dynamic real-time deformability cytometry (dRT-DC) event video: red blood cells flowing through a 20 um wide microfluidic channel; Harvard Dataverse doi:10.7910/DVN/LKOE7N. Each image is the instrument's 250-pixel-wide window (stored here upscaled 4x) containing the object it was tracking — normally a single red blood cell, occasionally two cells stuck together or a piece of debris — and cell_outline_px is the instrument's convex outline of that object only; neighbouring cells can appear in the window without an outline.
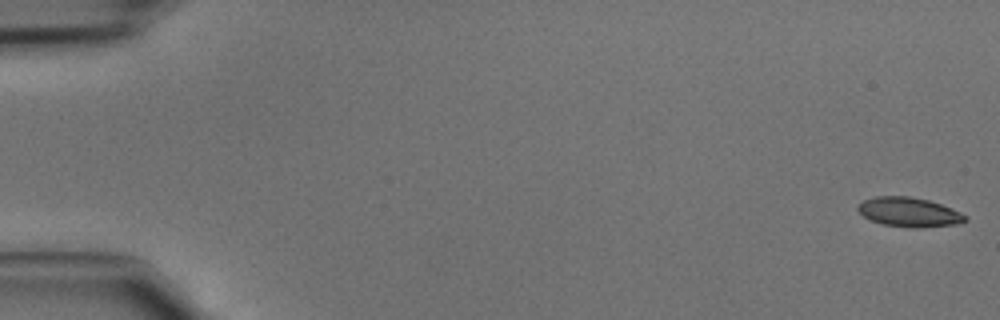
{"species": "common noctule bat (a hibernating species)", "species_latin": "Nyctalus noctula", "temperature_condition": "cold", "stored_images_in_passage": 46, "camera_frame_rate_fps": 3000, "um_per_image_px": 0.085, "animal": {"sex": "male", "body_mass_g": 15.6}, "frame": {"image": 1, "passage_image": 1, "time_ms": 0.0, "image_size_px": [1000, 320], "cell_outline_px": [[968, 220], [956, 224], [920, 228], [916, 228], [884, 224], [872, 220], [864, 216], [856, 208], [864, 200], [876, 196], [908, 196], [928, 200], [952, 208], [968, 216]], "centroid_in_image_um": [77.31, 18.03], "position_along_channel_um": 7.7, "area_um2": 18.21}}
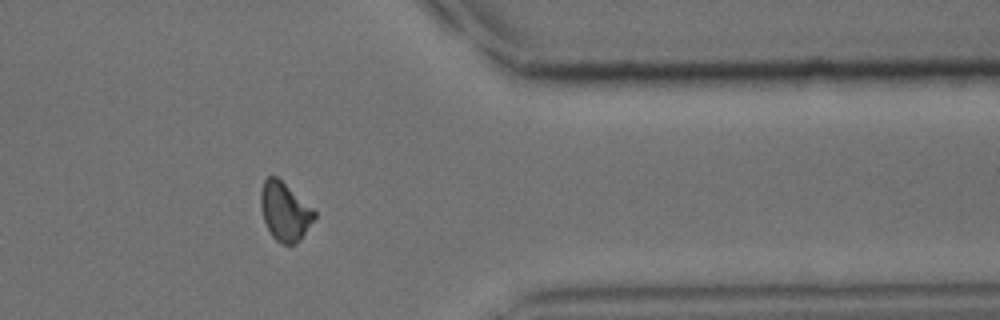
{"frame": {"image": 2, "passage_image": 38, "time_ms": 12.333, "image_size_px": [1000, 320], "cell_outline_px": [[316, 216], [300, 240], [292, 244], [280, 244], [272, 236], [264, 220], [260, 208], [260, 192], [264, 180], [268, 176], [276, 176], [312, 208], [316, 212]], "centroid_in_image_um": [24.18, 17.98], "position_along_channel_um": 387.2, "area_um2": 18.03}}
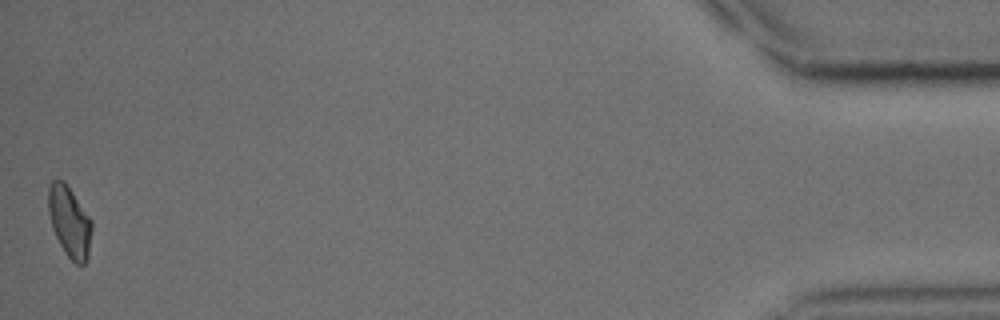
{"frame": {"image": 3, "passage_image": 46, "time_ms": 15.0, "image_size_px": [1000, 320], "cell_outline_px": [[92, 232], [88, 256], [84, 264], [76, 264], [64, 252], [52, 228], [48, 212], [48, 188], [52, 180], [64, 180], [92, 220]], "centroid_in_image_um": [5.91, 18.84], "position_along_channel_um": 429.3, "area_um2": 17.98}}